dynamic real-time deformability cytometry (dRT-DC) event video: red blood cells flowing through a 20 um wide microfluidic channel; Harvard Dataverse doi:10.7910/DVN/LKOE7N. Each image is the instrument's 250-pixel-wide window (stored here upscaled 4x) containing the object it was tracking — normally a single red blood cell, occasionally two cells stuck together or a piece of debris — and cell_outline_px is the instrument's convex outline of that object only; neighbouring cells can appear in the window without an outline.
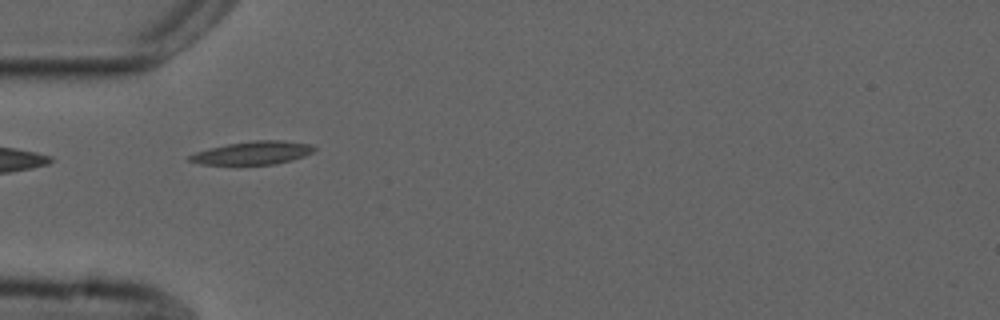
{"species": "common noctule bat (a hibernating species)", "species_latin": "Nyctalus noctula", "temperature_condition": "cold", "stored_images_in_passage": 5, "camera_frame_rate_fps": 3000, "um_per_image_px": 0.085, "animal": {"sex": "male", "forearm_length_mm": 52.5}, "frame": {"image": 1, "passage_image": 4, "time_ms": 3.667, "image_size_px": [1000, 320], "cell_outline_px": [[316, 148], [312, 152], [304, 156], [292, 160], [276, 164], [200, 164], [188, 160], [188, 156], [196, 152], [208, 148], [228, 144], [256, 140], [280, 140], [312, 144]], "centroid_in_image_um": [21.5, 12.99], "position_along_channel_um": 63.5, "area_um2": 16.7}}
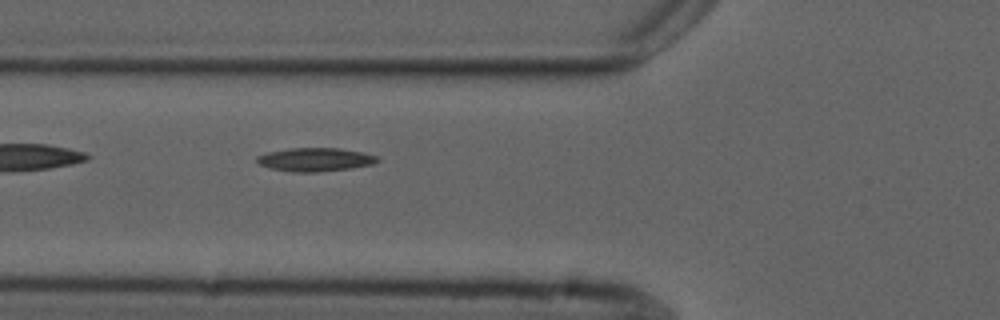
{"frame": {"image": 2, "passage_image": 5, "time_ms": 4.667, "image_size_px": [1000, 320], "cell_outline_px": [[380, 160], [372, 164], [348, 168], [316, 172], [296, 172], [272, 168], [260, 164], [256, 160], [256, 156], [268, 152], [288, 148], [340, 148], [364, 152], [376, 156]], "centroid_in_image_um": [26.79, 13.55], "position_along_channel_um": 99.0, "area_um2": 16.3}}